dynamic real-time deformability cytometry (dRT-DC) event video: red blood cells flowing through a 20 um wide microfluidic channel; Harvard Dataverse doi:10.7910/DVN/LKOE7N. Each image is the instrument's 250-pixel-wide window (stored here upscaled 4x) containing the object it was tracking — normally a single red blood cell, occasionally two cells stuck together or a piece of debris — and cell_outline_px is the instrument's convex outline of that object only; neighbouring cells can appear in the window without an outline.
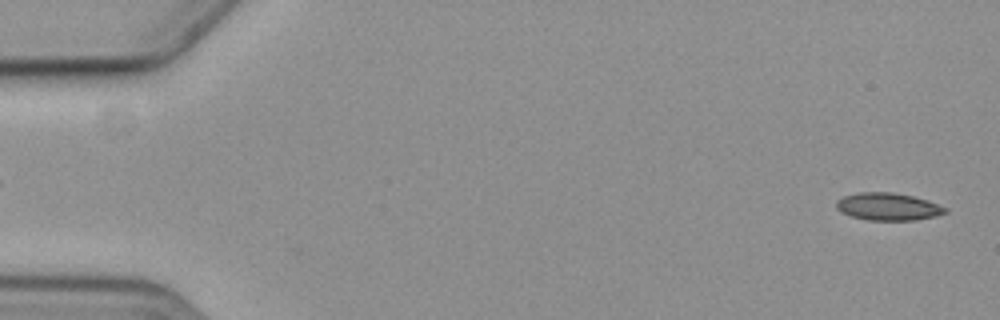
{"species": "common noctule bat (a hibernating species)", "species_latin": "Nyctalus noctula", "temperature_condition": "cold", "stored_images_in_passage": 4, "segment_of_instrument_passage": [2, 2], "camera_frame_rate_fps": 3000, "um_per_image_px": 0.085, "animal": {"sex": "female", "body_mass_g": 19.3, "forearm_length_mm": 54.1}, "frame": {"image": 1, "passage_image": 4, "time_ms": 3.333, "image_size_px": [1000, 320], "cell_outline_px": [[948, 212], [936, 216], [916, 220], [868, 220], [852, 216], [840, 212], [836, 208], [836, 200], [844, 196], [860, 192], [892, 192], [912, 196], [928, 200], [948, 208]], "centroid_in_image_um": [75.5, 17.56], "position_along_channel_um": 9.5, "area_um2": 17.51}}